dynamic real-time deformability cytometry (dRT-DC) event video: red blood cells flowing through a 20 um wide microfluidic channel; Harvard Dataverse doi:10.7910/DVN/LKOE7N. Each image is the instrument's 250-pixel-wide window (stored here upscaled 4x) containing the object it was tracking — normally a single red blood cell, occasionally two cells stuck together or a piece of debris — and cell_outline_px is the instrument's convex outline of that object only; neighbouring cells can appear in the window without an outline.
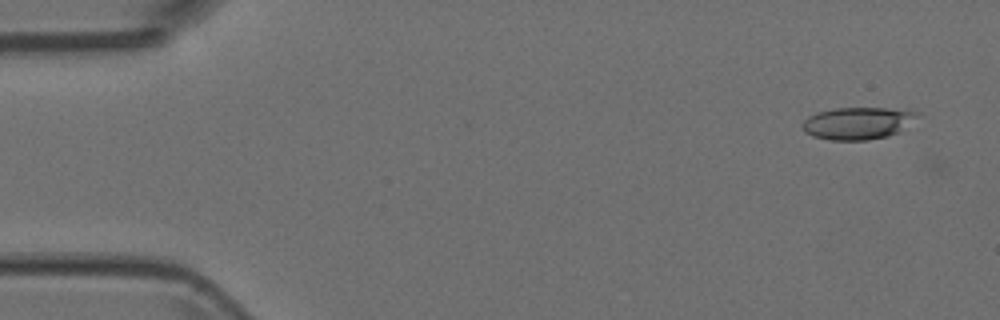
{"species": "Egyptian fruit bat (a non-hibernating species)", "species_latin": "Rousettus aegyptiacus", "temperature_condition": "room temperature", "stored_images_in_passage": 3, "camera_frame_rate_fps": 3000, "um_per_image_px": 0.085, "animal": {"sex": "female"}, "frame": {"image": 1, "passage_image": 1, "time_ms": 0.0, "image_size_px": [1000, 320], "cell_outline_px": [[920, 112], [900, 132], [888, 136], [868, 140], [832, 140], [812, 136], [804, 132], [804, 120], [808, 116], [816, 112], [832, 108], [884, 108]], "centroid_in_image_um": [72.87, 10.47], "position_along_channel_um": 12.1, "area_um2": 21.39}}